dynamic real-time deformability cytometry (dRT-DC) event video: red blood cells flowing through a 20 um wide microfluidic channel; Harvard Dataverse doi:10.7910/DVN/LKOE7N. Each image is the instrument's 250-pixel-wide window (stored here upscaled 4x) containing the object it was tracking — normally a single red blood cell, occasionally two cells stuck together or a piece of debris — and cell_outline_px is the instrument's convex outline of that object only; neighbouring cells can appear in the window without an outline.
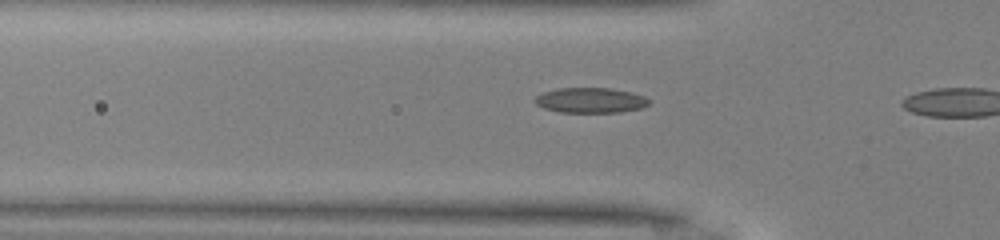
{"species": "common noctule bat (a hibernating species)", "species_latin": "Nyctalus noctula", "temperature_condition": "warm", "stored_images_in_passage": 7, "camera_frame_rate_fps": 3000, "um_per_image_px": 0.085, "animal": {"sex": "male", "body_mass_g": 13.0, "forearm_length_mm": 53.1}, "frame": {"image": 1, "passage_image": 6, "time_ms": 1.667, "image_size_px": [1000, 240], "cell_outline_px": [[652, 100], [648, 104], [640, 108], [620, 112], [560, 112], [544, 108], [536, 104], [532, 100], [540, 92], [556, 88], [612, 88], [632, 92], [644, 96]], "centroid_in_image_um": [50.16, 8.51], "position_along_channel_um": 75.6, "area_um2": 16.94}}